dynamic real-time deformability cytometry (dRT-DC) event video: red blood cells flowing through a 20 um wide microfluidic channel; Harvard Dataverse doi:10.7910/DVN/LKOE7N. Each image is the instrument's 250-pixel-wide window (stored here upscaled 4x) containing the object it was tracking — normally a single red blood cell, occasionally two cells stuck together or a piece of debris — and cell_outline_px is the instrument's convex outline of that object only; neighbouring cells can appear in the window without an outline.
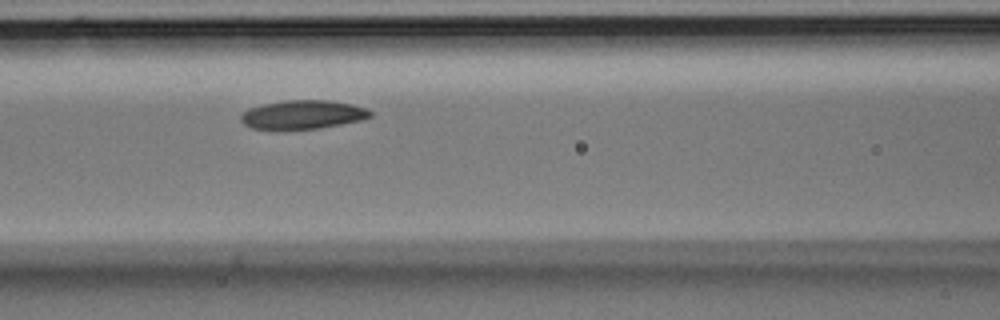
{"species": "Egyptian fruit bat (a non-hibernating species)", "species_latin": "Rousettus aegyptiacus", "temperature_condition": "room temperature", "stored_images_in_passage": 3, "camera_frame_rate_fps": 3000, "um_per_image_px": 0.085, "animal": {"sex": "male"}, "frame": {"image": 1, "passage_image": 3, "time_ms": 0.667, "image_size_px": [1000, 320], "cell_outline_px": [[372, 116], [364, 120], [320, 128], [252, 128], [244, 124], [240, 120], [240, 116], [248, 108], [264, 104], [284, 100], [328, 100], [352, 104], [368, 108], [372, 112]], "centroid_in_image_um": [25.8, 9.72], "position_along_channel_um": 140.8, "area_um2": 21.56}}